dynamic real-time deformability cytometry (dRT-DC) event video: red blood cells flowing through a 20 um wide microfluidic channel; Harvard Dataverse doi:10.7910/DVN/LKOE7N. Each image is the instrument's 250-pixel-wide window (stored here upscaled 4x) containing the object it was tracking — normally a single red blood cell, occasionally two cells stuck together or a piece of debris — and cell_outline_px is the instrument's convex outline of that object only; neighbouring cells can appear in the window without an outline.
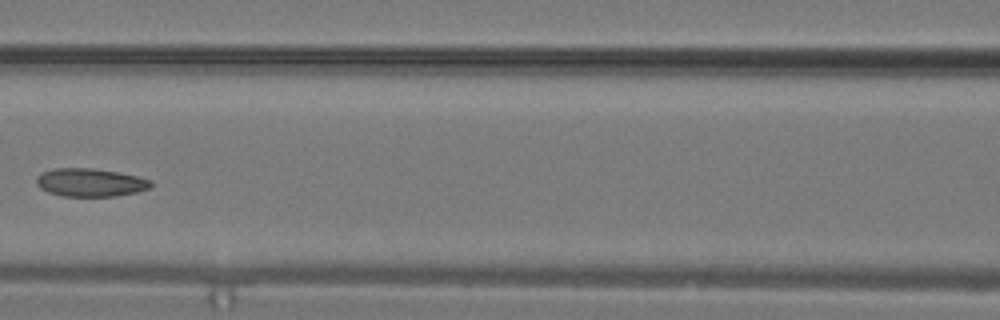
{"species": "common noctule bat (a hibernating species)", "species_latin": "Nyctalus noctula", "temperature_condition": "warm", "stored_images_in_passage": 6, "camera_frame_rate_fps": 3000, "um_per_image_px": 0.085, "animal": {"sex": "male", "body_mass_g": 19.2, "forearm_length_mm": 51.8}, "frame": {"image": 1, "passage_image": 5, "time_ms": 1.333, "image_size_px": [1000, 320], "cell_outline_px": [[152, 188], [136, 192], [116, 196], [64, 196], [48, 192], [40, 188], [36, 184], [36, 176], [44, 172], [56, 168], [92, 168], [116, 172], [136, 176], [152, 180]], "centroid_in_image_um": [7.68, 15.51], "position_along_channel_um": 158.9, "area_um2": 18.73}}